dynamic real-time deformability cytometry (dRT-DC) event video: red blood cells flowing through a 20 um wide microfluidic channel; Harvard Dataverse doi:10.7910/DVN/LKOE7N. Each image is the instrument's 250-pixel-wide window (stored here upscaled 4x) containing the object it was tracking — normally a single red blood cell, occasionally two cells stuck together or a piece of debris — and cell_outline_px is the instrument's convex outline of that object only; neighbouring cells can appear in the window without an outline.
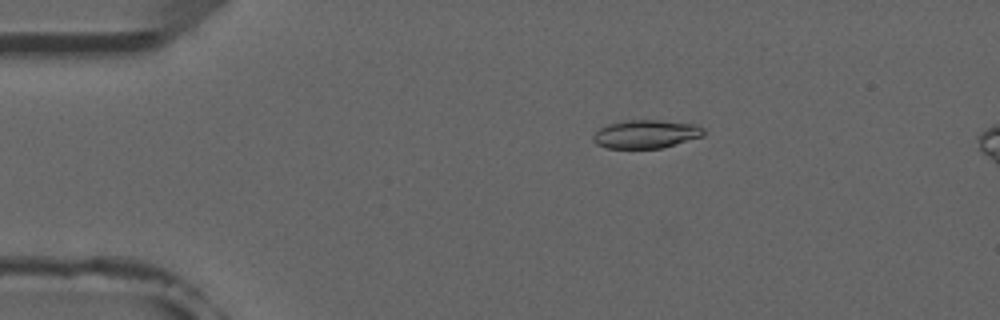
{"species": "common noctule bat (a hibernating species)", "species_latin": "Nyctalus noctula", "temperature_condition": "room temperature", "stored_images_in_passage": 6, "camera_frame_rate_fps": 3000, "um_per_image_px": 0.085, "animal": {"sex": "male", "forearm_length_mm": 52.5}, "frame": {"image": 1, "passage_image": 6, "time_ms": 5.667, "image_size_px": [1000, 320], "cell_outline_px": [[704, 136], [660, 148], [608, 148], [596, 144], [592, 140], [592, 136], [600, 128], [608, 124], [628, 120], [660, 120], [696, 124], [704, 128]], "centroid_in_image_um": [54.91, 11.39], "position_along_channel_um": 30.1, "area_um2": 18.21}}